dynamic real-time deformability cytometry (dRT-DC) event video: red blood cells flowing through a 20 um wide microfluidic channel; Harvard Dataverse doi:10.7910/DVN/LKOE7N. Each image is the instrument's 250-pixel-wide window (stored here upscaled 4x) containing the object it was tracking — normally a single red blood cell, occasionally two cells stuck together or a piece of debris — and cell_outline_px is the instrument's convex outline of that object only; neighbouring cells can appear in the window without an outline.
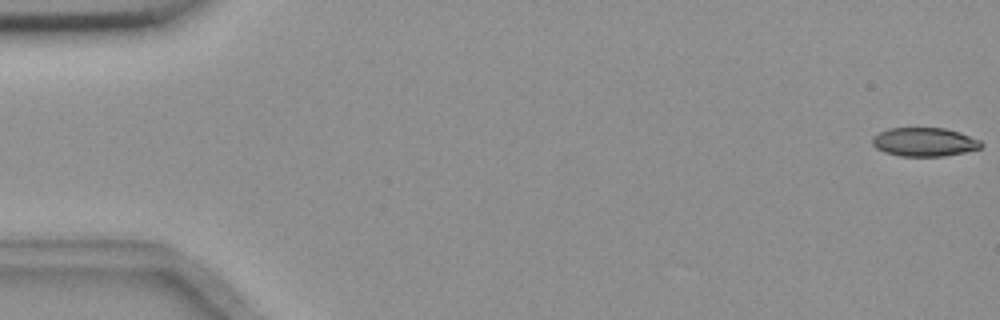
{"species": "common noctule bat (a hibernating species)", "species_latin": "Nyctalus noctula", "temperature_condition": "room temperature", "stored_images_in_passage": 56, "camera_frame_rate_fps": 3000, "um_per_image_px": 0.085, "animal": {"sex": "female", "body_mass_g": 18.4}, "frame": {"image": 1, "passage_image": 1, "time_ms": 0.0, "image_size_px": [1000, 320], "cell_outline_px": [[984, 144], [980, 148], [964, 152], [944, 156], [900, 156], [884, 152], [876, 148], [872, 144], [872, 136], [888, 128], [944, 128], [960, 132], [980, 140]], "centroid_in_image_um": [78.56, 12.07], "position_along_channel_um": 6.4, "area_um2": 18.26}}
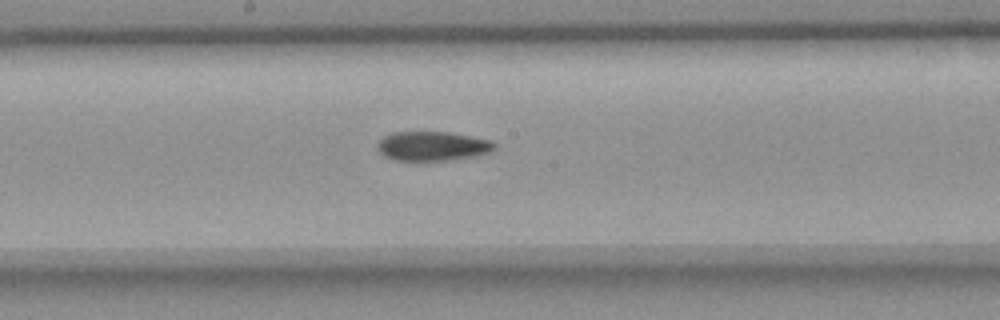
{"frame": {"image": 2, "passage_image": 30, "time_ms": 9.667, "image_size_px": [1000, 320], "cell_outline_px": [[496, 148], [492, 152], [476, 156], [448, 160], [392, 160], [384, 156], [376, 148], [376, 144], [384, 136], [392, 132], [448, 132], [492, 140], [496, 144]], "centroid_in_image_um": [36.77, 12.42], "position_along_channel_um": 211.4, "area_um2": 20.17}}
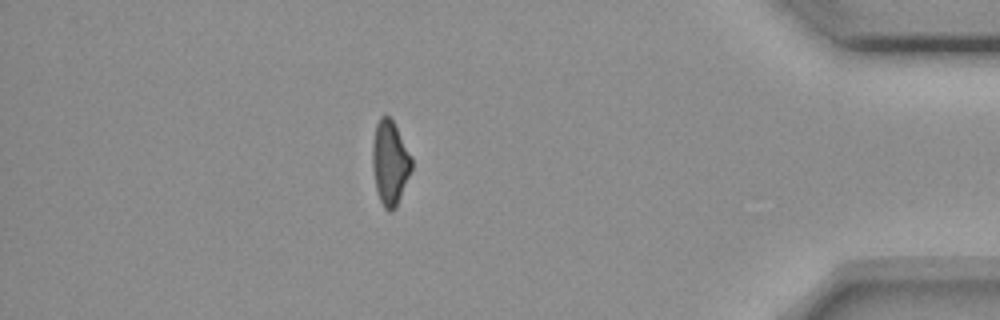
{"frame": {"image": 3, "passage_image": 49, "time_ms": 16.0, "image_size_px": [1000, 320], "cell_outline_px": [[412, 168], [396, 208], [392, 212], [388, 212], [384, 208], [380, 200], [376, 188], [372, 168], [372, 144], [376, 124], [380, 116], [388, 116], [392, 120], [412, 156]], "centroid_in_image_um": [33.14, 13.85], "position_along_channel_um": 402.1, "area_um2": 19.25}, "authors_computed_cell_mechanics": {"area_um2": 19.9988, "velocity_mm_per_s": 3.6696, "shape_relaxation_time_tau1_ms": 8.7845, "shape_relaxation_time_tau2_ms": null, "deformation_change_tau1": 0.1828, "deformation_change_tau2": null}}